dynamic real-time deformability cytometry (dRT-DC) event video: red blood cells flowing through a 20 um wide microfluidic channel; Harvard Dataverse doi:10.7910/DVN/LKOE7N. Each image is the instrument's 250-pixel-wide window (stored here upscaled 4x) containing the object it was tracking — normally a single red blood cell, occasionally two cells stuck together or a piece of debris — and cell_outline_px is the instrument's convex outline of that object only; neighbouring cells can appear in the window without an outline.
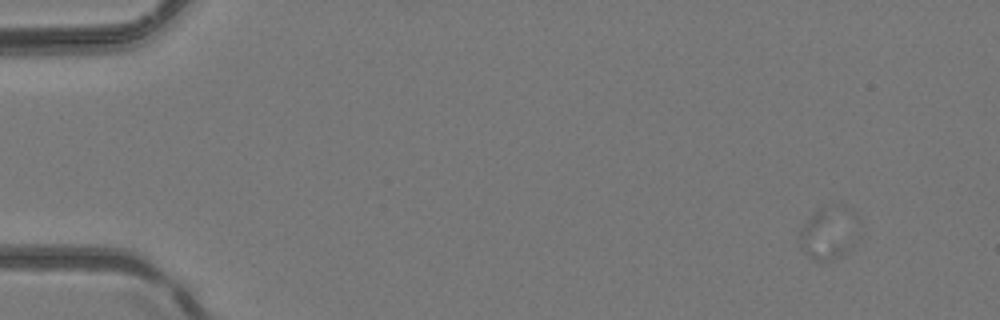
{"species": "common noctule bat (a hibernating species)", "species_latin": "Nyctalus noctula", "temperature_condition": "room temperature", "stored_images_in_passage": 6, "camera_frame_rate_fps": 3000, "um_per_image_px": 0.085, "animal": {"sex": "female", "body_mass_g": 24.6, "forearm_length_mm": 56.2}, "frame": {"image": 1, "passage_image": 2, "time_ms": 0.333, "image_size_px": [1000, 320], "cell_outline_px": [[844, 252], [840, 256], [832, 260], [812, 260], [804, 252], [800, 244], [800, 228], [820, 208], [844, 248]], "centroid_in_image_um": [69.7, 20.31], "position_along_channel_um": 15.3, "area_um2": 10.75}}
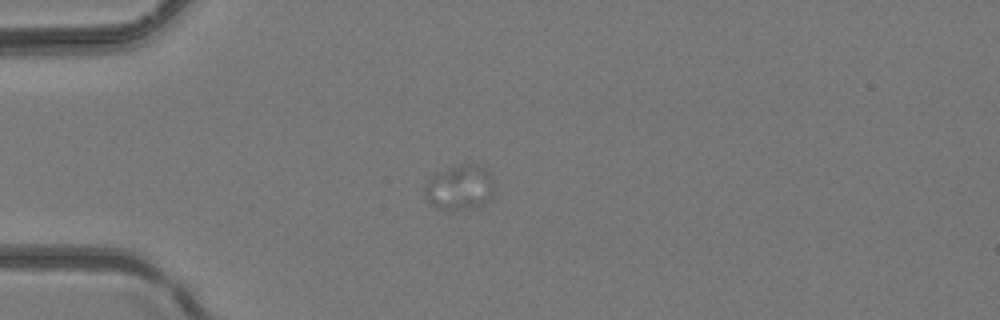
{"frame": {"image": 2, "passage_image": 5, "time_ms": 1.333, "image_size_px": [1000, 320], "cell_outline_px": [[492, 196], [480, 204], [468, 208], [440, 208], [432, 204], [428, 200], [424, 188], [424, 184], [432, 176], [452, 168], [468, 164], [484, 168], [488, 172], [492, 192]], "centroid_in_image_um": [39.03, 15.94], "position_along_channel_um": 46.0, "area_um2": 16.82}}